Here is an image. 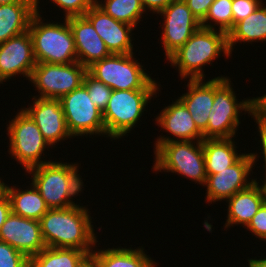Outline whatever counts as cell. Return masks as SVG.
<instances>
[{
	"label": "cell",
	"mask_w": 266,
	"mask_h": 267,
	"mask_svg": "<svg viewBox=\"0 0 266 267\" xmlns=\"http://www.w3.org/2000/svg\"><path fill=\"white\" fill-rule=\"evenodd\" d=\"M88 210L79 204L49 209L40 219L41 234L46 247L76 248L91 255V248L98 241Z\"/></svg>",
	"instance_id": "cell-1"
},
{
	"label": "cell",
	"mask_w": 266,
	"mask_h": 267,
	"mask_svg": "<svg viewBox=\"0 0 266 267\" xmlns=\"http://www.w3.org/2000/svg\"><path fill=\"white\" fill-rule=\"evenodd\" d=\"M229 57L227 34L213 29L200 27L168 61L179 69L181 78L205 79L203 66L216 60L220 53ZM188 76V77H187Z\"/></svg>",
	"instance_id": "cell-2"
},
{
	"label": "cell",
	"mask_w": 266,
	"mask_h": 267,
	"mask_svg": "<svg viewBox=\"0 0 266 267\" xmlns=\"http://www.w3.org/2000/svg\"><path fill=\"white\" fill-rule=\"evenodd\" d=\"M75 164L50 161L26 171L32 174V184L41 194L49 209L76 205L71 197L82 190L83 182Z\"/></svg>",
	"instance_id": "cell-3"
},
{
	"label": "cell",
	"mask_w": 266,
	"mask_h": 267,
	"mask_svg": "<svg viewBox=\"0 0 266 267\" xmlns=\"http://www.w3.org/2000/svg\"><path fill=\"white\" fill-rule=\"evenodd\" d=\"M32 16L28 31L33 41V52L36 63L70 64L77 62L74 36L68 18L61 23H43L39 14Z\"/></svg>",
	"instance_id": "cell-4"
},
{
	"label": "cell",
	"mask_w": 266,
	"mask_h": 267,
	"mask_svg": "<svg viewBox=\"0 0 266 267\" xmlns=\"http://www.w3.org/2000/svg\"><path fill=\"white\" fill-rule=\"evenodd\" d=\"M131 54H111L94 62L87 72L112 90H159L155 80Z\"/></svg>",
	"instance_id": "cell-5"
},
{
	"label": "cell",
	"mask_w": 266,
	"mask_h": 267,
	"mask_svg": "<svg viewBox=\"0 0 266 267\" xmlns=\"http://www.w3.org/2000/svg\"><path fill=\"white\" fill-rule=\"evenodd\" d=\"M228 77L215 78V97L203 139L232 138L240 124L239 110L254 111V99L237 101Z\"/></svg>",
	"instance_id": "cell-6"
},
{
	"label": "cell",
	"mask_w": 266,
	"mask_h": 267,
	"mask_svg": "<svg viewBox=\"0 0 266 267\" xmlns=\"http://www.w3.org/2000/svg\"><path fill=\"white\" fill-rule=\"evenodd\" d=\"M158 90H113L102 112L106 135L121 139L133 130L144 109Z\"/></svg>",
	"instance_id": "cell-7"
},
{
	"label": "cell",
	"mask_w": 266,
	"mask_h": 267,
	"mask_svg": "<svg viewBox=\"0 0 266 267\" xmlns=\"http://www.w3.org/2000/svg\"><path fill=\"white\" fill-rule=\"evenodd\" d=\"M154 153V171L165 170L179 173V175L205 186L207 174L202 141L166 142Z\"/></svg>",
	"instance_id": "cell-8"
},
{
	"label": "cell",
	"mask_w": 266,
	"mask_h": 267,
	"mask_svg": "<svg viewBox=\"0 0 266 267\" xmlns=\"http://www.w3.org/2000/svg\"><path fill=\"white\" fill-rule=\"evenodd\" d=\"M7 130L10 141L9 152L26 171L50 162L41 160L45 148L50 145L23 109L9 122Z\"/></svg>",
	"instance_id": "cell-9"
},
{
	"label": "cell",
	"mask_w": 266,
	"mask_h": 267,
	"mask_svg": "<svg viewBox=\"0 0 266 267\" xmlns=\"http://www.w3.org/2000/svg\"><path fill=\"white\" fill-rule=\"evenodd\" d=\"M87 68L78 61L70 64L36 63L29 81L40 98L60 99L83 84Z\"/></svg>",
	"instance_id": "cell-10"
},
{
	"label": "cell",
	"mask_w": 266,
	"mask_h": 267,
	"mask_svg": "<svg viewBox=\"0 0 266 267\" xmlns=\"http://www.w3.org/2000/svg\"><path fill=\"white\" fill-rule=\"evenodd\" d=\"M66 126L71 136L106 135L102 112L91 102L82 84L60 98Z\"/></svg>",
	"instance_id": "cell-11"
},
{
	"label": "cell",
	"mask_w": 266,
	"mask_h": 267,
	"mask_svg": "<svg viewBox=\"0 0 266 267\" xmlns=\"http://www.w3.org/2000/svg\"><path fill=\"white\" fill-rule=\"evenodd\" d=\"M256 153L244 154L235 164L216 174H207V202L228 200L235 193L247 189L256 179L249 180L248 175L256 163ZM249 180V181H248Z\"/></svg>",
	"instance_id": "cell-12"
},
{
	"label": "cell",
	"mask_w": 266,
	"mask_h": 267,
	"mask_svg": "<svg viewBox=\"0 0 266 267\" xmlns=\"http://www.w3.org/2000/svg\"><path fill=\"white\" fill-rule=\"evenodd\" d=\"M158 14L164 16L162 43L169 58L201 27L184 0H174Z\"/></svg>",
	"instance_id": "cell-13"
},
{
	"label": "cell",
	"mask_w": 266,
	"mask_h": 267,
	"mask_svg": "<svg viewBox=\"0 0 266 267\" xmlns=\"http://www.w3.org/2000/svg\"><path fill=\"white\" fill-rule=\"evenodd\" d=\"M35 65L33 41L28 30L0 44V83L16 74L29 80Z\"/></svg>",
	"instance_id": "cell-14"
},
{
	"label": "cell",
	"mask_w": 266,
	"mask_h": 267,
	"mask_svg": "<svg viewBox=\"0 0 266 267\" xmlns=\"http://www.w3.org/2000/svg\"><path fill=\"white\" fill-rule=\"evenodd\" d=\"M0 240L8 243L28 259L45 247L40 221L10 213L0 229Z\"/></svg>",
	"instance_id": "cell-15"
},
{
	"label": "cell",
	"mask_w": 266,
	"mask_h": 267,
	"mask_svg": "<svg viewBox=\"0 0 266 267\" xmlns=\"http://www.w3.org/2000/svg\"><path fill=\"white\" fill-rule=\"evenodd\" d=\"M33 100V104L23 110L35 122L50 146L60 140L72 138L66 126L60 99L33 96Z\"/></svg>",
	"instance_id": "cell-16"
},
{
	"label": "cell",
	"mask_w": 266,
	"mask_h": 267,
	"mask_svg": "<svg viewBox=\"0 0 266 267\" xmlns=\"http://www.w3.org/2000/svg\"><path fill=\"white\" fill-rule=\"evenodd\" d=\"M94 27L111 54L133 53L131 31L133 26L117 21L96 4L83 15Z\"/></svg>",
	"instance_id": "cell-17"
},
{
	"label": "cell",
	"mask_w": 266,
	"mask_h": 267,
	"mask_svg": "<svg viewBox=\"0 0 266 267\" xmlns=\"http://www.w3.org/2000/svg\"><path fill=\"white\" fill-rule=\"evenodd\" d=\"M155 121L158 126L173 135V138L164 136L158 138L155 141V151L166 142L203 140V133L197 128L191 114L179 99L162 109Z\"/></svg>",
	"instance_id": "cell-18"
},
{
	"label": "cell",
	"mask_w": 266,
	"mask_h": 267,
	"mask_svg": "<svg viewBox=\"0 0 266 267\" xmlns=\"http://www.w3.org/2000/svg\"><path fill=\"white\" fill-rule=\"evenodd\" d=\"M68 23L74 36L77 61L81 65L88 68L94 62L111 55L104 41L84 16L70 17Z\"/></svg>",
	"instance_id": "cell-19"
},
{
	"label": "cell",
	"mask_w": 266,
	"mask_h": 267,
	"mask_svg": "<svg viewBox=\"0 0 266 267\" xmlns=\"http://www.w3.org/2000/svg\"><path fill=\"white\" fill-rule=\"evenodd\" d=\"M188 92L179 100L191 114L197 128L203 133L207 129L209 115L215 97V78L203 82V79H189Z\"/></svg>",
	"instance_id": "cell-20"
},
{
	"label": "cell",
	"mask_w": 266,
	"mask_h": 267,
	"mask_svg": "<svg viewBox=\"0 0 266 267\" xmlns=\"http://www.w3.org/2000/svg\"><path fill=\"white\" fill-rule=\"evenodd\" d=\"M255 180L247 189L235 193L228 201V216L225 228L233 224L246 226L265 203L261 186Z\"/></svg>",
	"instance_id": "cell-21"
},
{
	"label": "cell",
	"mask_w": 266,
	"mask_h": 267,
	"mask_svg": "<svg viewBox=\"0 0 266 267\" xmlns=\"http://www.w3.org/2000/svg\"><path fill=\"white\" fill-rule=\"evenodd\" d=\"M35 13L36 0L0 5V44L27 31Z\"/></svg>",
	"instance_id": "cell-22"
},
{
	"label": "cell",
	"mask_w": 266,
	"mask_h": 267,
	"mask_svg": "<svg viewBox=\"0 0 266 267\" xmlns=\"http://www.w3.org/2000/svg\"><path fill=\"white\" fill-rule=\"evenodd\" d=\"M206 174H216L235 164L244 154H238L232 138L203 139Z\"/></svg>",
	"instance_id": "cell-23"
},
{
	"label": "cell",
	"mask_w": 266,
	"mask_h": 267,
	"mask_svg": "<svg viewBox=\"0 0 266 267\" xmlns=\"http://www.w3.org/2000/svg\"><path fill=\"white\" fill-rule=\"evenodd\" d=\"M31 189L20 190L5 185V193L11 204V212L24 218L40 221L49 210L45 200L31 183Z\"/></svg>",
	"instance_id": "cell-24"
},
{
	"label": "cell",
	"mask_w": 266,
	"mask_h": 267,
	"mask_svg": "<svg viewBox=\"0 0 266 267\" xmlns=\"http://www.w3.org/2000/svg\"><path fill=\"white\" fill-rule=\"evenodd\" d=\"M142 248H111L92 251L91 256L99 267H154L157 263L145 254Z\"/></svg>",
	"instance_id": "cell-25"
},
{
	"label": "cell",
	"mask_w": 266,
	"mask_h": 267,
	"mask_svg": "<svg viewBox=\"0 0 266 267\" xmlns=\"http://www.w3.org/2000/svg\"><path fill=\"white\" fill-rule=\"evenodd\" d=\"M261 4L257 10L234 25L227 34L230 54L238 42L266 41V6Z\"/></svg>",
	"instance_id": "cell-26"
},
{
	"label": "cell",
	"mask_w": 266,
	"mask_h": 267,
	"mask_svg": "<svg viewBox=\"0 0 266 267\" xmlns=\"http://www.w3.org/2000/svg\"><path fill=\"white\" fill-rule=\"evenodd\" d=\"M89 256L76 248L45 247L30 259V267H80Z\"/></svg>",
	"instance_id": "cell-27"
},
{
	"label": "cell",
	"mask_w": 266,
	"mask_h": 267,
	"mask_svg": "<svg viewBox=\"0 0 266 267\" xmlns=\"http://www.w3.org/2000/svg\"><path fill=\"white\" fill-rule=\"evenodd\" d=\"M96 0V5L117 21L129 24L134 28L146 12L140 0Z\"/></svg>",
	"instance_id": "cell-28"
},
{
	"label": "cell",
	"mask_w": 266,
	"mask_h": 267,
	"mask_svg": "<svg viewBox=\"0 0 266 267\" xmlns=\"http://www.w3.org/2000/svg\"><path fill=\"white\" fill-rule=\"evenodd\" d=\"M210 20L215 23V26H219V31L228 34L233 28L232 0H215L201 22V27L214 30L215 26Z\"/></svg>",
	"instance_id": "cell-29"
},
{
	"label": "cell",
	"mask_w": 266,
	"mask_h": 267,
	"mask_svg": "<svg viewBox=\"0 0 266 267\" xmlns=\"http://www.w3.org/2000/svg\"><path fill=\"white\" fill-rule=\"evenodd\" d=\"M83 85L88 90L91 102L103 112L109 102L113 90L101 81L92 77L88 72L83 79Z\"/></svg>",
	"instance_id": "cell-30"
},
{
	"label": "cell",
	"mask_w": 266,
	"mask_h": 267,
	"mask_svg": "<svg viewBox=\"0 0 266 267\" xmlns=\"http://www.w3.org/2000/svg\"><path fill=\"white\" fill-rule=\"evenodd\" d=\"M0 267H30V259L8 243L0 240Z\"/></svg>",
	"instance_id": "cell-31"
},
{
	"label": "cell",
	"mask_w": 266,
	"mask_h": 267,
	"mask_svg": "<svg viewBox=\"0 0 266 267\" xmlns=\"http://www.w3.org/2000/svg\"><path fill=\"white\" fill-rule=\"evenodd\" d=\"M66 13L65 18L83 16L95 3L96 0H51ZM39 0H36V5Z\"/></svg>",
	"instance_id": "cell-32"
},
{
	"label": "cell",
	"mask_w": 266,
	"mask_h": 267,
	"mask_svg": "<svg viewBox=\"0 0 266 267\" xmlns=\"http://www.w3.org/2000/svg\"><path fill=\"white\" fill-rule=\"evenodd\" d=\"M261 4L262 0H232L233 27L254 13Z\"/></svg>",
	"instance_id": "cell-33"
},
{
	"label": "cell",
	"mask_w": 266,
	"mask_h": 267,
	"mask_svg": "<svg viewBox=\"0 0 266 267\" xmlns=\"http://www.w3.org/2000/svg\"><path fill=\"white\" fill-rule=\"evenodd\" d=\"M246 227L256 235L255 237L266 241V202L260 207Z\"/></svg>",
	"instance_id": "cell-34"
},
{
	"label": "cell",
	"mask_w": 266,
	"mask_h": 267,
	"mask_svg": "<svg viewBox=\"0 0 266 267\" xmlns=\"http://www.w3.org/2000/svg\"><path fill=\"white\" fill-rule=\"evenodd\" d=\"M215 0H184L192 14L202 22Z\"/></svg>",
	"instance_id": "cell-35"
},
{
	"label": "cell",
	"mask_w": 266,
	"mask_h": 267,
	"mask_svg": "<svg viewBox=\"0 0 266 267\" xmlns=\"http://www.w3.org/2000/svg\"><path fill=\"white\" fill-rule=\"evenodd\" d=\"M252 117H254L256 123L258 124L259 136L261 138L262 153L264 158L263 168L266 170V118L260 116L255 110L252 112Z\"/></svg>",
	"instance_id": "cell-36"
},
{
	"label": "cell",
	"mask_w": 266,
	"mask_h": 267,
	"mask_svg": "<svg viewBox=\"0 0 266 267\" xmlns=\"http://www.w3.org/2000/svg\"><path fill=\"white\" fill-rule=\"evenodd\" d=\"M140 1L145 11L149 9V11L158 14L174 0H140Z\"/></svg>",
	"instance_id": "cell-37"
},
{
	"label": "cell",
	"mask_w": 266,
	"mask_h": 267,
	"mask_svg": "<svg viewBox=\"0 0 266 267\" xmlns=\"http://www.w3.org/2000/svg\"><path fill=\"white\" fill-rule=\"evenodd\" d=\"M11 213V204L6 193L0 196V229L5 223L8 215Z\"/></svg>",
	"instance_id": "cell-38"
},
{
	"label": "cell",
	"mask_w": 266,
	"mask_h": 267,
	"mask_svg": "<svg viewBox=\"0 0 266 267\" xmlns=\"http://www.w3.org/2000/svg\"><path fill=\"white\" fill-rule=\"evenodd\" d=\"M253 99H254V110L260 116L266 118V94H264V96Z\"/></svg>",
	"instance_id": "cell-39"
},
{
	"label": "cell",
	"mask_w": 266,
	"mask_h": 267,
	"mask_svg": "<svg viewBox=\"0 0 266 267\" xmlns=\"http://www.w3.org/2000/svg\"><path fill=\"white\" fill-rule=\"evenodd\" d=\"M250 267H266V258L264 259H248Z\"/></svg>",
	"instance_id": "cell-40"
},
{
	"label": "cell",
	"mask_w": 266,
	"mask_h": 267,
	"mask_svg": "<svg viewBox=\"0 0 266 267\" xmlns=\"http://www.w3.org/2000/svg\"><path fill=\"white\" fill-rule=\"evenodd\" d=\"M80 267H99L96 260L90 255Z\"/></svg>",
	"instance_id": "cell-41"
},
{
	"label": "cell",
	"mask_w": 266,
	"mask_h": 267,
	"mask_svg": "<svg viewBox=\"0 0 266 267\" xmlns=\"http://www.w3.org/2000/svg\"><path fill=\"white\" fill-rule=\"evenodd\" d=\"M265 174H266V170H265ZM263 183H264V185L262 184L261 188H262L263 195H264L265 202H266V175H265V179H264Z\"/></svg>",
	"instance_id": "cell-42"
},
{
	"label": "cell",
	"mask_w": 266,
	"mask_h": 267,
	"mask_svg": "<svg viewBox=\"0 0 266 267\" xmlns=\"http://www.w3.org/2000/svg\"><path fill=\"white\" fill-rule=\"evenodd\" d=\"M21 0H0V5H3V4H11V3H14V2H20Z\"/></svg>",
	"instance_id": "cell-43"
},
{
	"label": "cell",
	"mask_w": 266,
	"mask_h": 267,
	"mask_svg": "<svg viewBox=\"0 0 266 267\" xmlns=\"http://www.w3.org/2000/svg\"><path fill=\"white\" fill-rule=\"evenodd\" d=\"M5 193V183L0 178V196Z\"/></svg>",
	"instance_id": "cell-44"
}]
</instances>
